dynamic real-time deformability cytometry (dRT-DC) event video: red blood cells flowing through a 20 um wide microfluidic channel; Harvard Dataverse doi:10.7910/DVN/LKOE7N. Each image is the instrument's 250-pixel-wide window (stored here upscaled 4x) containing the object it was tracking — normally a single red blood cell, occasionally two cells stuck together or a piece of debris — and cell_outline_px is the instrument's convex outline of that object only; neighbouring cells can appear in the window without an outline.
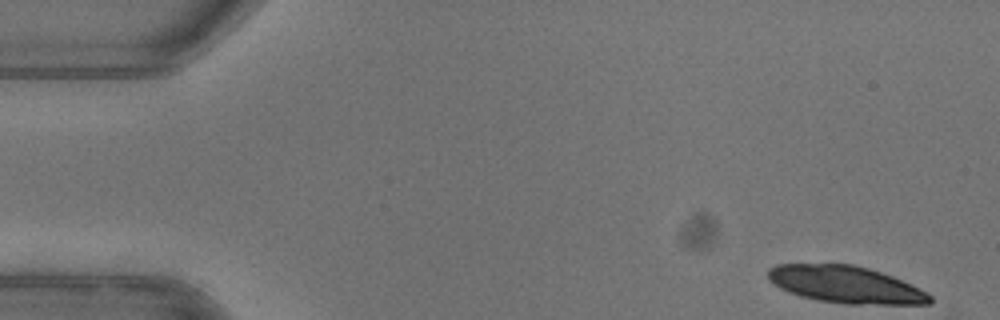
{"species": "common noctule bat (a hibernating species)", "species_latin": "Nyctalus noctula", "temperature_condition": "warm", "stored_images_in_passage": 50, "camera_frame_rate_fps": 3000, "um_per_image_px": 0.085, "animal": {"sex": "female"}, "frame": {"image": 1, "passage_image": 1, "time_ms": 0.0, "image_size_px": [1000, 320], "cell_outline_px": [[932, 304], [844, 304], [816, 300], [800, 296], [788, 292], [780, 288], [768, 280], [768, 268], [776, 264], [852, 264], [868, 268], [892, 276], [928, 292], [932, 296]], "centroid_in_image_um": [71.87, 24.19], "position_along_channel_um": 13.1, "area_um2": 35.08}}
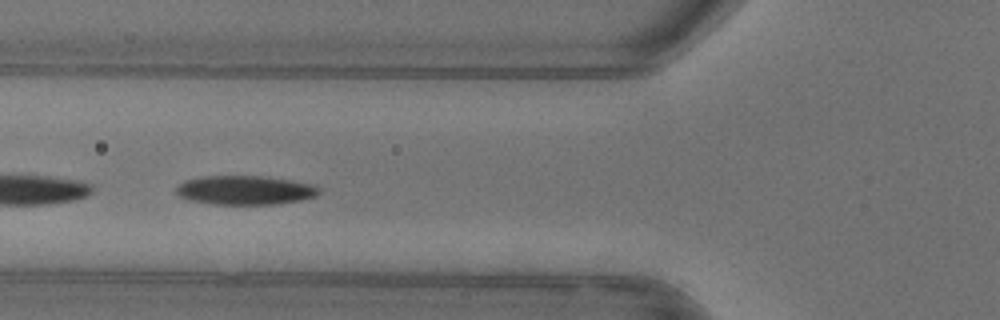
{"frame": {"image": 2, "passage_image": 18, "time_ms": 5.667, "image_size_px": [1000, 320], "cell_outline_px": [[320, 192], [316, 196], [300, 200], [276, 204], [212, 204], [188, 200], [180, 196], [176, 192], [176, 188], [184, 180], [200, 176], [260, 176], [292, 180], [312, 184], [320, 188]], "centroid_in_image_um": [20.82, 16.16], "position_along_channel_um": 105.0, "area_um2": 24.22}, "authors_computed_cell_mechanics": {"area_um2": 25.6054, "velocity_mm_per_s": 3.9507, "shape_relaxation_time_tau1_ms": 2.6826, "shape_relaxation_time_tau2_ms": 9.6214, "deformation_change_tau1": 0.1111, "deformation_change_tau2": 0.1185}}